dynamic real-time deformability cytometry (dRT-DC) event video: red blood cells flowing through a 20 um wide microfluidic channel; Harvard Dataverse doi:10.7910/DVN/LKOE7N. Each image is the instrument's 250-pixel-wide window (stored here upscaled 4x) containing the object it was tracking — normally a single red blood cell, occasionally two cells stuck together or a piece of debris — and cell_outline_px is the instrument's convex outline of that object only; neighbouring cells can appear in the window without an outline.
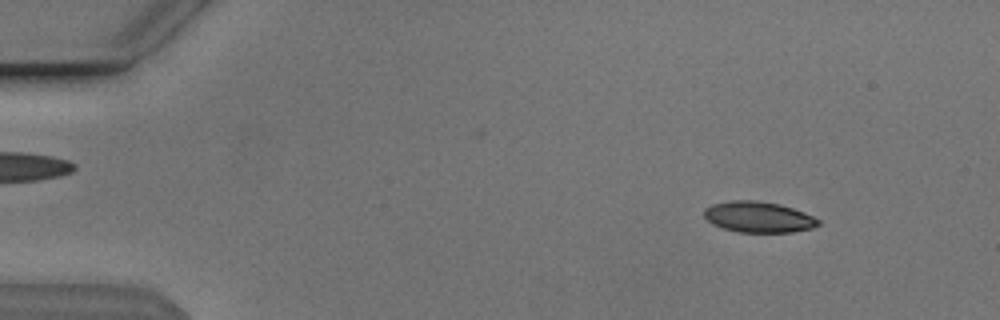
{"species": "Egyptian fruit bat (a non-hibernating species)", "species_latin": "Rousettus aegyptiacus", "temperature_condition": "cold", "stored_images_in_passage": 53, "camera_frame_rate_fps": 3000, "um_per_image_px": 0.085, "animal": {"sex": "male"}, "frame": {"image": 1, "passage_image": 6, "time_ms": 1.667, "image_size_px": [1000, 320], "cell_outline_px": [[820, 224], [812, 228], [792, 232], [740, 232], [724, 228], [712, 224], [704, 216], [704, 208], [712, 204], [732, 200], [756, 200], [780, 204], [804, 212], [820, 220]], "centroid_in_image_um": [64.47, 18.44], "position_along_channel_um": 20.5, "area_um2": 20.52}}
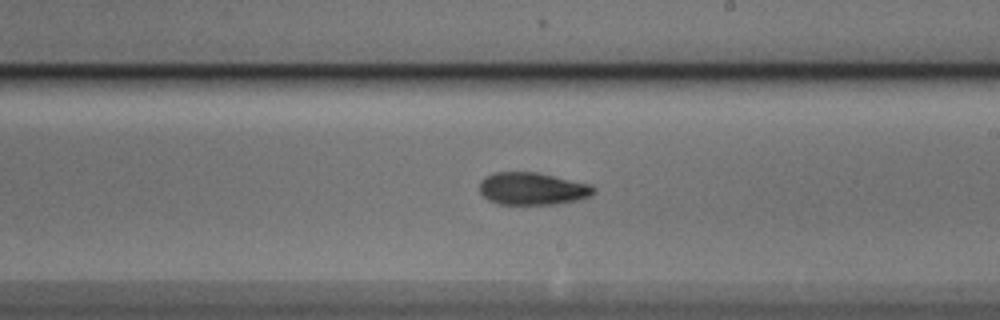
{"frame": {"image": 2, "passage_image": 31, "time_ms": 10.0, "image_size_px": [1000, 320], "cell_outline_px": [[596, 192], [588, 196], [576, 200], [556, 204], [500, 204], [488, 200], [480, 192], [480, 180], [496, 172], [536, 172], [592, 184], [596, 188]], "centroid_in_image_um": [45.28, 16.03], "position_along_channel_um": 243.7, "area_um2": 21.5}}
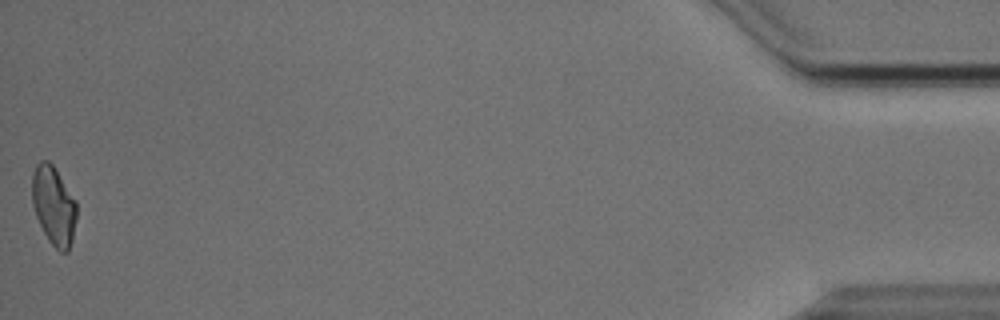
{"frame": {"image": 3, "passage_image": 53, "time_ms": 17.333, "image_size_px": [1000, 320], "cell_outline_px": [[76, 220], [72, 240], [68, 252], [60, 252], [48, 240], [36, 216], [32, 204], [32, 176], [36, 164], [40, 160], [48, 160], [52, 164], [76, 200]], "centroid_in_image_um": [4.56, 17.47], "position_along_channel_um": 430.6, "area_um2": 20.4}, "authors_computed_cell_mechanics": {"area_um2": 20.8658, "velocity_mm_per_s": 3.8406, "shape_relaxation_time_tau1_ms": 4.9507, "shape_relaxation_time_tau2_ms": 4.1512, "deformation_change_tau1": 0.1353, "deformation_change_tau2": 0.1015}}